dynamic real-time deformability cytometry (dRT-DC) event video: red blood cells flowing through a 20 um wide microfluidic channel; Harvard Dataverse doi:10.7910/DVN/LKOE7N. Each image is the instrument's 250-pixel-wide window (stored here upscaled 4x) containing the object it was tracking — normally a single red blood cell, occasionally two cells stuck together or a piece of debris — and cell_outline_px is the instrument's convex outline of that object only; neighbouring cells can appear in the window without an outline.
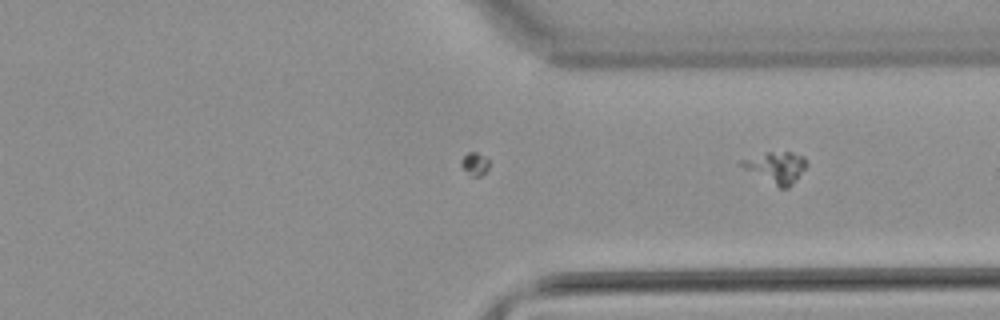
{"species": "common noctule bat (a hibernating species)", "species_latin": "Nyctalus noctula", "temperature_condition": "warm", "stored_images_in_passage": 34, "camera_frame_rate_fps": 3000, "um_per_image_px": 0.085, "animal": {"sex": "male", "body_mass_g": 21.5, "forearm_length_mm": 52.0}, "frame": {"image": 1, "passage_image": 34, "time_ms": 11.0, "image_size_px": [1000, 320], "cell_outline_px": [[808, 164], [792, 184], [788, 188], [780, 188], [744, 168], [740, 164], [740, 160], [768, 152], [792, 152], [804, 156]], "centroid_in_image_um": [66.0, 14.21], "position_along_channel_um": 345.4, "area_um2": 11.56}}